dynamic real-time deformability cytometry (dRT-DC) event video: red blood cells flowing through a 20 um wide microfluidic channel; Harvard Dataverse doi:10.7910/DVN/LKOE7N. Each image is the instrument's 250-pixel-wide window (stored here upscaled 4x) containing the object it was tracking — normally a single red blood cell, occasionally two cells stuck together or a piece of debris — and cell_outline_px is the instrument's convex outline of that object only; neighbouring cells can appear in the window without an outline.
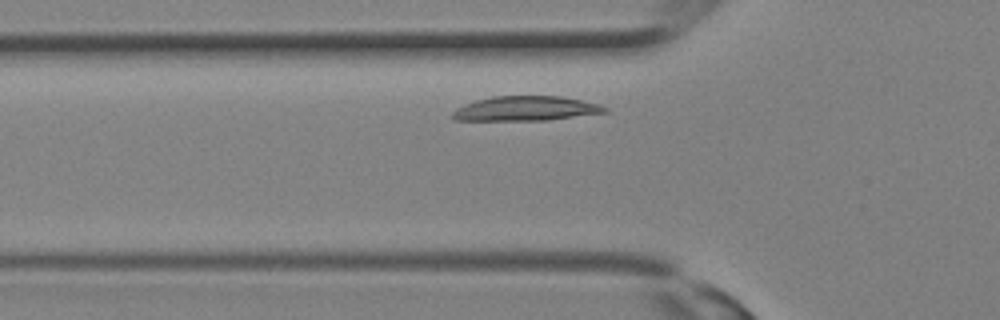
{"species": "Egyptian fruit bat (a non-hibernating species)", "species_latin": "Rousettus aegyptiacus", "temperature_condition": "room temperature", "stored_images_in_passage": 14, "camera_frame_rate_fps": 3000, "um_per_image_px": 0.085, "animal": {"sex": "female"}, "frame": {"image": 1, "passage_image": 5, "time_ms": 1.333, "image_size_px": [1000, 320], "cell_outline_px": [[608, 112], [548, 120], [456, 120], [448, 116], [456, 108], [464, 104], [476, 100], [492, 96], [560, 96], [600, 104], [608, 108]], "centroid_in_image_um": [44.66, 9.23], "position_along_channel_um": 81.1, "area_um2": 21.91}}
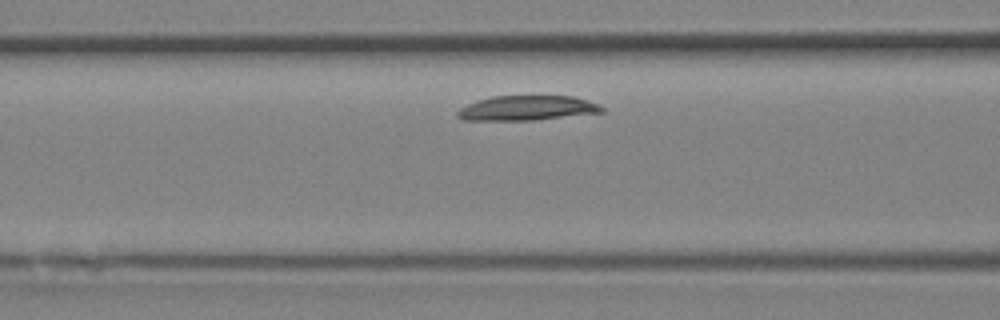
{"frame": {"image": 2, "passage_image": 7, "time_ms": 2.0, "image_size_px": [1000, 320], "cell_outline_px": [[604, 112], [536, 120], [464, 120], [456, 116], [456, 112], [460, 108], [476, 100], [492, 96], [572, 96], [600, 104], [604, 108]], "centroid_in_image_um": [44.79, 9.19], "position_along_channel_um": 121.8, "area_um2": 20.92}}
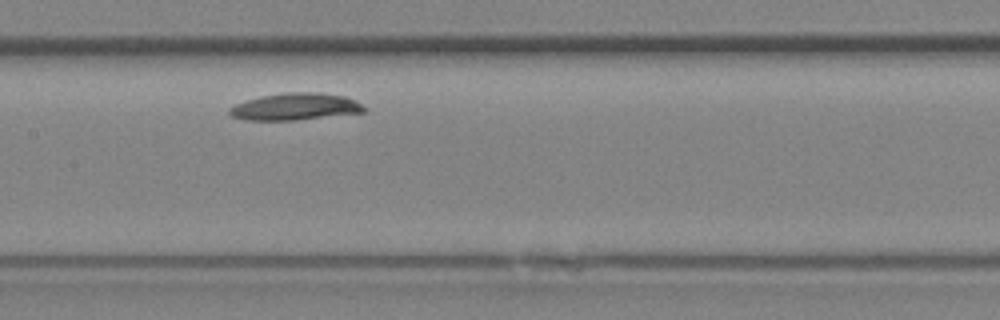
{"frame": {"image": 3, "passage_image": 10, "time_ms": 3.0, "image_size_px": [1000, 320], "cell_outline_px": [[368, 108], [364, 112], [296, 120], [244, 120], [232, 116], [228, 112], [228, 108], [236, 104], [260, 96], [284, 92], [320, 92], [344, 96], [356, 100]], "centroid_in_image_um": [25.11, 9.06], "position_along_channel_um": 182.3, "area_um2": 21.27}}